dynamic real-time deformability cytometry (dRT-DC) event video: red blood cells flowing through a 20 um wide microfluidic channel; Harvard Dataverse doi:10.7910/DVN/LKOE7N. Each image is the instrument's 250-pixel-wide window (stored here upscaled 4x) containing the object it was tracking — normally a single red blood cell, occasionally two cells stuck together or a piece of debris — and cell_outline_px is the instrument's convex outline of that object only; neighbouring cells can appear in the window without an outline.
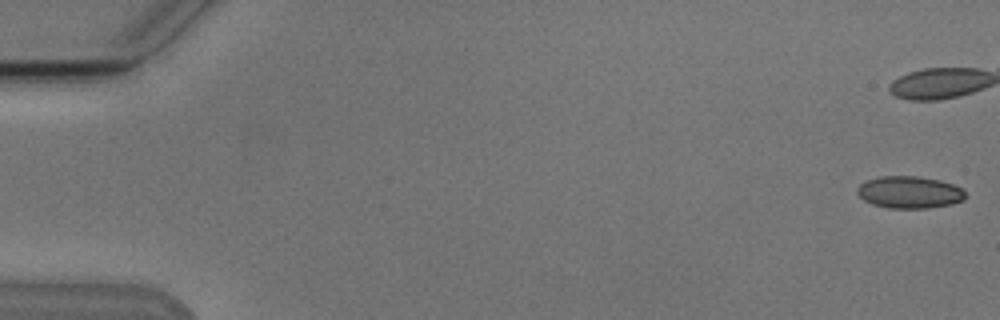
{"species": "Egyptian fruit bat (a non-hibernating species)", "species_latin": "Rousettus aegyptiacus", "temperature_condition": "cold", "stored_images_in_passage": 8, "camera_frame_rate_fps": 3000, "um_per_image_px": 0.085, "animal": {"sex": "male"}, "frame": {"image": 1, "passage_image": 1, "time_ms": 0.0, "image_size_px": [1000, 320], "cell_outline_px": [[964, 200], [952, 204], [924, 208], [888, 208], [872, 204], [864, 200], [856, 192], [856, 188], [860, 184], [868, 180], [880, 176], [916, 176], [940, 180], [952, 184], [960, 188], [964, 192]], "centroid_in_image_um": [77.27, 16.34], "position_along_channel_um": 7.7, "area_um2": 20.11}}